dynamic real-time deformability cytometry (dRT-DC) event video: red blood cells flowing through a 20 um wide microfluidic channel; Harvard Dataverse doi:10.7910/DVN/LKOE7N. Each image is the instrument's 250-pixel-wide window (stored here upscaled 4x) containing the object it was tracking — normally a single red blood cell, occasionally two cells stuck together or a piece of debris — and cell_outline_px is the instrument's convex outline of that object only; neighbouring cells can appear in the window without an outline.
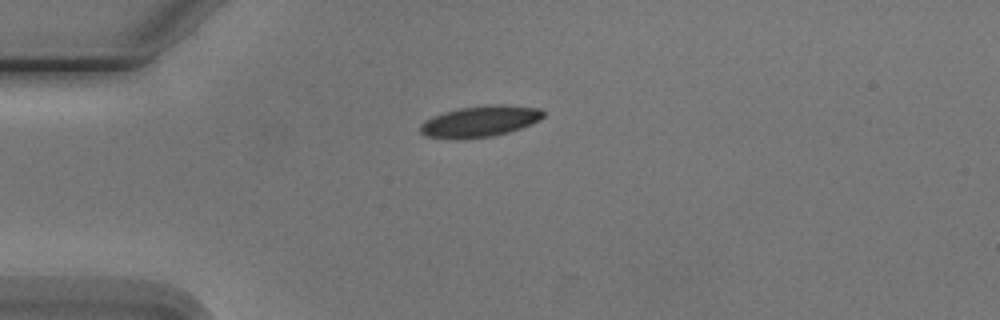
{"species": "Egyptian fruit bat (a non-hibernating species)", "species_latin": "Rousettus aegyptiacus", "temperature_condition": "cold", "stored_images_in_passage": 2, "camera_frame_rate_fps": 3000, "um_per_image_px": 0.085, "animal": {"sex": "male"}, "frame": {"image": 1, "passage_image": 1, "time_ms": 0.0, "image_size_px": [1000, 320], "cell_outline_px": [[544, 116], [540, 120], [532, 124], [508, 132], [492, 136], [456, 140], [424, 136], [420, 132], [420, 124], [424, 120], [432, 116], [444, 112], [460, 108], [484, 104], [508, 104], [540, 108], [544, 112]], "centroid_in_image_um": [40.79, 10.31], "position_along_channel_um": 44.2, "area_um2": 22.77}}